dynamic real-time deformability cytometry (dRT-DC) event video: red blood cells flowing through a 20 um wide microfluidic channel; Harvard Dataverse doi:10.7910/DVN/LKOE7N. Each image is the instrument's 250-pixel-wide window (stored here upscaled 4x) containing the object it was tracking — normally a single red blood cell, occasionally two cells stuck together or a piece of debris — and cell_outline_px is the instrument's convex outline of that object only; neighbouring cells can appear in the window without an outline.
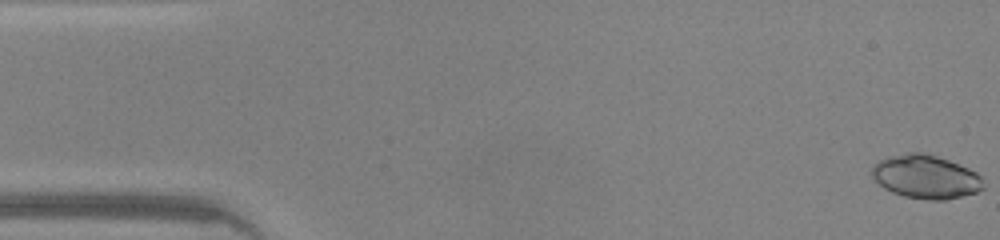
{"species": "common noctule bat (a hibernating species)", "species_latin": "Nyctalus noctula", "temperature_condition": "warm", "stored_images_in_passage": 47, "camera_frame_rate_fps": 3000, "um_per_image_px": 0.085, "animal": {"sex": "male", "body_mass_g": 20.0, "forearm_length_mm": 53.3}, "frame": {"image": 1, "passage_image": 1, "time_ms": 0.0, "image_size_px": [1000, 240], "cell_outline_px": [[984, 188], [976, 192], [944, 200], [928, 200], [904, 196], [892, 192], [884, 188], [872, 176], [872, 168], [880, 160], [888, 156], [908, 152], [920, 152], [936, 156], [948, 160], [968, 168], [976, 172], [980, 176]], "centroid_in_image_um": [78.68, 15.02], "position_along_channel_um": 6.3, "area_um2": 27.98}}
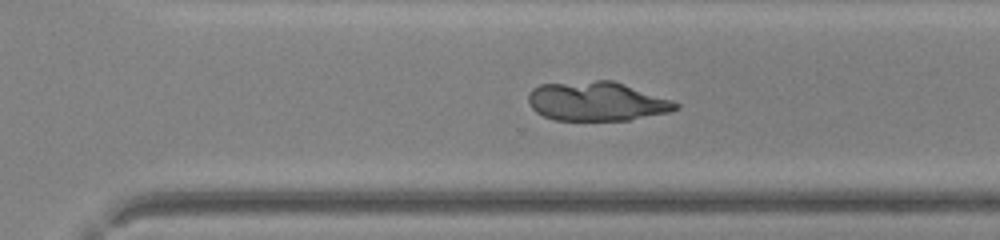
{"frame": {"image": 2, "passage_image": 32, "time_ms": 10.333, "image_size_px": [1000, 240], "cell_outline_px": [[680, 108], [668, 112], [628, 120], [556, 120], [544, 116], [536, 112], [532, 108], [528, 100], [528, 92], [532, 88], [540, 84], [596, 80], [612, 80], [672, 100], [680, 104]], "centroid_in_image_um": [50.7, 8.61], "position_along_channel_um": 319.9, "area_um2": 33.58}}
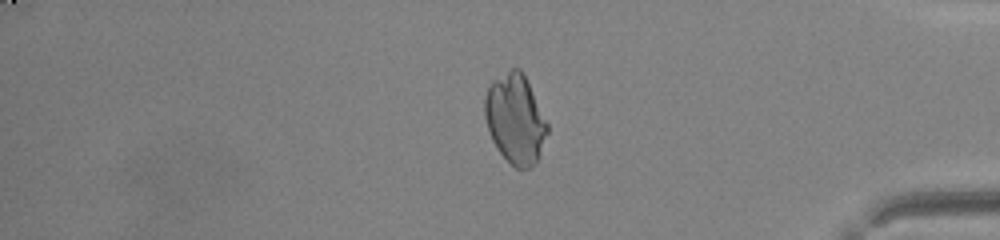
{"frame": {"image": 3, "passage_image": 39, "time_ms": 12.667, "image_size_px": [1000, 240], "cell_outline_px": [[548, 132], [540, 156], [536, 164], [528, 168], [516, 168], [496, 148], [492, 140], [484, 116], [484, 96], [492, 80], [512, 68], [520, 68], [548, 124]], "centroid_in_image_um": [43.79, 10.13], "position_along_channel_um": 391.4, "area_um2": 32.37}}